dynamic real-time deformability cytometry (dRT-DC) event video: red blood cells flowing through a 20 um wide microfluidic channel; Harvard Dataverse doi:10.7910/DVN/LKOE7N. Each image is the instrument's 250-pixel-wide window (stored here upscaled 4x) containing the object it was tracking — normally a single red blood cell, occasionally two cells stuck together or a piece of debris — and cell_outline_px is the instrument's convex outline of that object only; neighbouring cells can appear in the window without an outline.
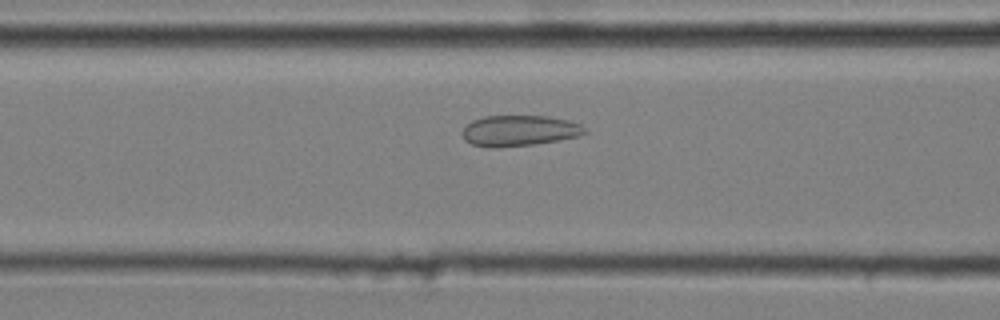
{"species": "common noctule bat (a hibernating species)", "species_latin": "Nyctalus noctula", "temperature_condition": "cold", "stored_images_in_passage": 46, "camera_frame_rate_fps": 3000, "um_per_image_px": 0.085, "animal": {"sex": "male", "body_mass_g": 20.4}, "frame": {"image": 1, "passage_image": 20, "time_ms": 6.333, "image_size_px": [1000, 320], "cell_outline_px": [[588, 132], [580, 136], [560, 140], [532, 144], [496, 148], [488, 148], [472, 144], [464, 140], [460, 132], [472, 120], [484, 116], [548, 116], [568, 120], [580, 124]], "centroid_in_image_um": [44.12, 11.11], "position_along_channel_um": 122.5, "area_um2": 22.14}}
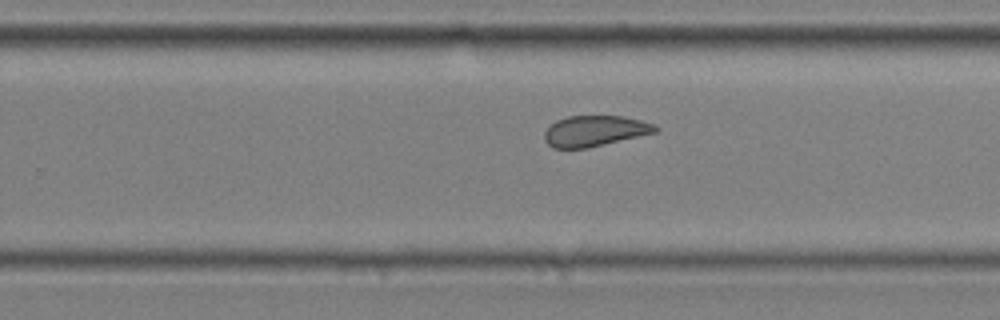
{"frame": {"image": 2, "passage_image": 33, "time_ms": 10.667, "image_size_px": [1000, 320], "cell_outline_px": [[660, 128], [656, 132], [588, 148], [552, 148], [544, 140], [544, 132], [556, 120], [568, 116], [624, 116], [640, 120], [652, 124]], "centroid_in_image_um": [50.53, 11.13], "position_along_channel_um": 279.3, "area_um2": 19.77}}
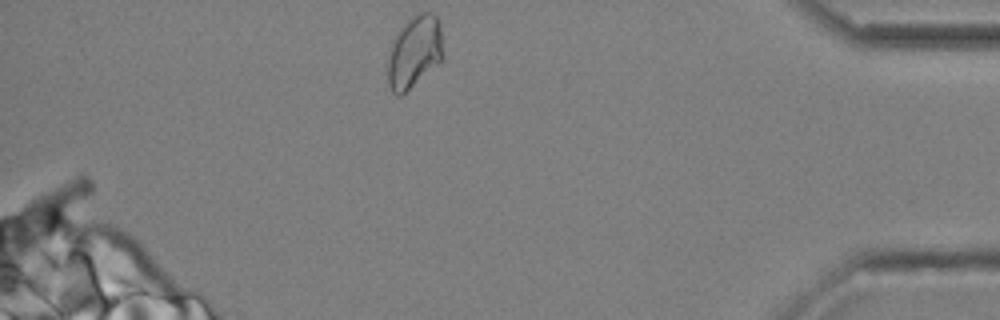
{"frame": {"image": 3, "passage_image": 46, "time_ms": 15.0, "image_size_px": [1000, 320], "cell_outline_px": [[444, 60], [440, 64], [400, 96], [396, 96], [392, 92], [388, 84], [388, 60], [392, 44], [396, 36], [408, 20], [412, 16], [420, 12], [428, 12], [436, 16], [440, 20]], "centroid_in_image_um": [35.27, 4.43], "position_along_channel_um": 399.9, "area_um2": 23.35}, "authors_computed_cell_mechanics": {"area_um2": 21.9929, "velocity_mm_per_s": 3.6241, "shape_relaxation_time_tau1_ms": null, "shape_relaxation_time_tau2_ms": 1.5125, "deformation_change_tau1": null, "deformation_change_tau2": 0.0819}}